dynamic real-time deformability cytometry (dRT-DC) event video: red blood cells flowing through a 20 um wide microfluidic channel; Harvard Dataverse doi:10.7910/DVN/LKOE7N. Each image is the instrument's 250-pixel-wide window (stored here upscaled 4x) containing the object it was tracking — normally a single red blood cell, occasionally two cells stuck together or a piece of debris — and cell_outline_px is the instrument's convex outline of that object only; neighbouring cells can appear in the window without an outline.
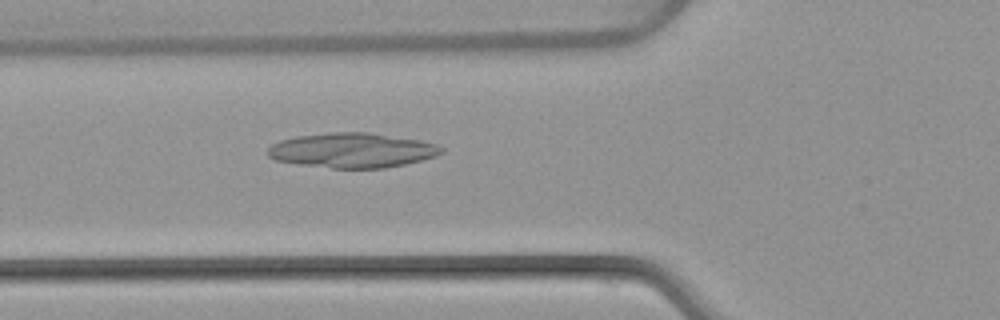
{"species": "common noctule bat (a hibernating species)", "species_latin": "Nyctalus noctula", "temperature_condition": "warm", "stored_images_in_passage": 5, "camera_frame_rate_fps": 3000, "um_per_image_px": 0.085, "animal": {"sex": "female", "body_mass_g": 22.7, "forearm_length_mm": 54.2}, "frame": {"image": 1, "passage_image": 5, "time_ms": 4.667, "image_size_px": [1000, 320], "cell_outline_px": [[444, 152], [436, 156], [404, 164], [384, 168], [332, 168], [300, 164], [276, 160], [268, 156], [268, 148], [272, 144], [280, 140], [296, 136], [332, 132], [368, 132], [420, 140], [436, 144], [444, 148]], "centroid_in_image_um": [29.95, 12.77], "position_along_channel_um": 95.9, "area_um2": 35.08}}